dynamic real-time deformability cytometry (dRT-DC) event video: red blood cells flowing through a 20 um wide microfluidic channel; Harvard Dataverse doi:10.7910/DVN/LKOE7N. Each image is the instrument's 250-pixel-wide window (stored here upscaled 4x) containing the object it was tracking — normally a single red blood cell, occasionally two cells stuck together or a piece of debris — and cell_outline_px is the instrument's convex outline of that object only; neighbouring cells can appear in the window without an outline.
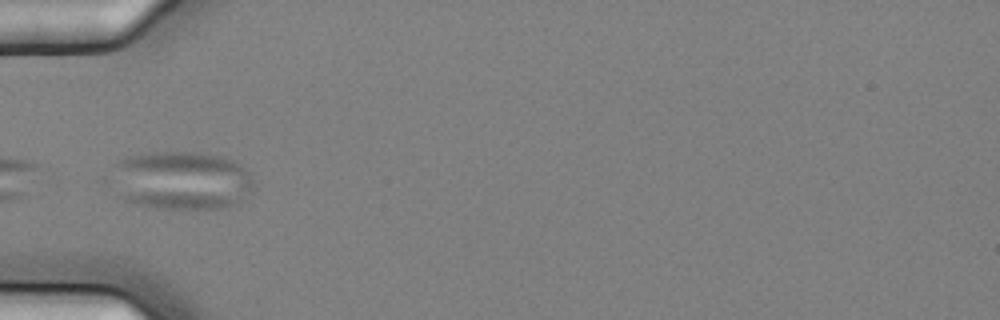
{"species": "common noctule bat (a hibernating species)", "species_latin": "Nyctalus noctula", "temperature_condition": "cold", "stored_images_in_passage": 8, "segment_of_instrument_passage": [2, 2], "camera_frame_rate_fps": 3000, "um_per_image_px": 0.085, "animal": {"sex": "female", "body_mass_g": 25.1}, "frame": {"image": 1, "passage_image": 4, "time_ms": 1.0, "image_size_px": [1000, 320], "cell_outline_px": [[252, 192], [240, 204], [228, 208], [156, 208], [136, 204], [124, 200], [116, 168], [116, 164], [124, 156], [140, 152], [200, 152], [224, 156], [236, 160], [248, 172], [252, 180]], "centroid_in_image_um": [15.56, 15.32], "position_along_channel_um": 69.4, "area_um2": 48.32}}